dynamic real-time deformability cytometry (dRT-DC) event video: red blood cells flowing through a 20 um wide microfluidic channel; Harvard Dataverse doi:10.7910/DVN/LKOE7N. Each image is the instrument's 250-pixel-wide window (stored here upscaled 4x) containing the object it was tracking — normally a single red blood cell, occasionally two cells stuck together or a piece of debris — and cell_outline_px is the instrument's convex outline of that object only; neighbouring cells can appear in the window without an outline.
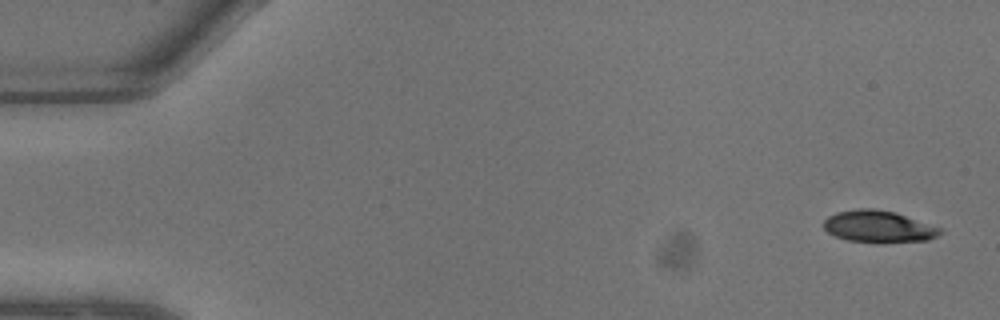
{"species": "common noctule bat (a hibernating species)", "species_latin": "Nyctalus noctula", "temperature_condition": "warm", "stored_images_in_passage": 8, "camera_frame_rate_fps": 3000, "um_per_image_px": 0.085, "animal": {"sex": "male", "body_mass_g": 13.3}, "frame": {"image": 1, "passage_image": 1, "time_ms": 0.0, "image_size_px": [1000, 320], "cell_outline_px": [[944, 232], [928, 240], [884, 244], [876, 244], [848, 240], [836, 236], [828, 232], [824, 228], [824, 220], [828, 216], [836, 212], [856, 208], [876, 208], [896, 212], [944, 228]], "centroid_in_image_um": [74.73, 19.27], "position_along_channel_um": 10.3, "area_um2": 22.37}}
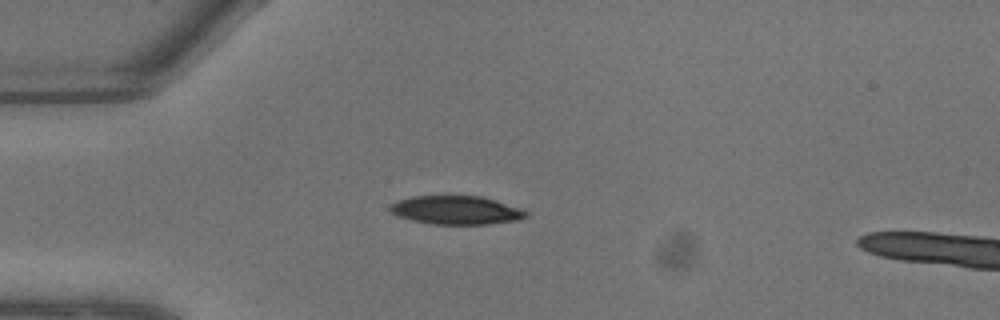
{"frame": {"image": 2, "passage_image": 6, "time_ms": 1.667, "image_size_px": [1000, 320], "cell_outline_px": [[528, 216], [520, 220], [488, 224], [432, 224], [412, 220], [396, 216], [388, 208], [396, 200], [412, 196], [480, 196], [496, 200], [520, 208], [528, 212]], "centroid_in_image_um": [38.78, 17.86], "position_along_channel_um": 46.2, "area_um2": 22.72}}
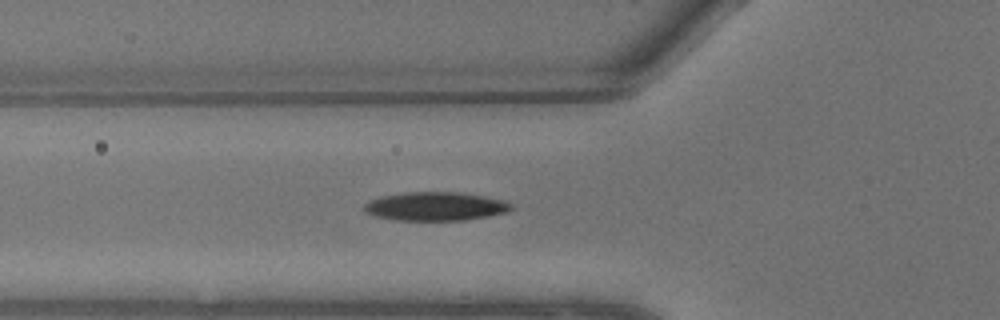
{"frame": {"image": 3, "passage_image": 8, "time_ms": 2.333, "image_size_px": [1000, 320], "cell_outline_px": [[512, 208], [508, 212], [488, 216], [464, 220], [396, 220], [376, 216], [364, 212], [364, 204], [368, 200], [380, 196], [404, 192], [460, 192], [484, 196], [504, 200], [512, 204]], "centroid_in_image_um": [37.0, 17.53], "position_along_channel_um": 88.8, "area_um2": 24.68}}